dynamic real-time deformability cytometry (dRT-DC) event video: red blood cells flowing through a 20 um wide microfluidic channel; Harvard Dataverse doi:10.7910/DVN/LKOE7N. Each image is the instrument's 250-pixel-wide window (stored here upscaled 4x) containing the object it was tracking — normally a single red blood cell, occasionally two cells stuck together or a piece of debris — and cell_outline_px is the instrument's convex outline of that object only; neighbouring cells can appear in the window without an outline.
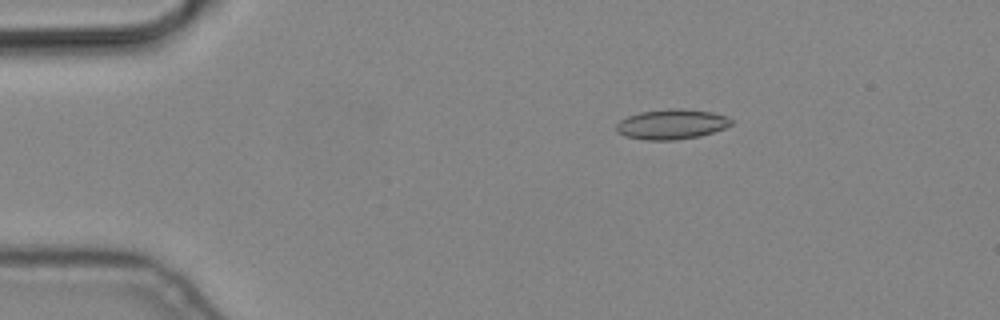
{"species": "common noctule bat (a hibernating species)", "species_latin": "Nyctalus noctula", "temperature_condition": "cold", "stored_images_in_passage": 2, "camera_frame_rate_fps": 3000, "um_per_image_px": 0.085, "animal": {"sex": "male", "body_mass_g": 19.2, "forearm_length_mm": 51.8}, "frame": {"image": 1, "passage_image": 1, "time_ms": 0.0, "image_size_px": [1000, 320], "cell_outline_px": [[732, 124], [724, 128], [700, 136], [672, 140], [644, 140], [624, 136], [616, 132], [616, 124], [620, 120], [628, 116], [640, 112], [668, 108], [680, 108], [712, 112], [724, 116], [732, 120]], "centroid_in_image_um": [57.04, 10.56], "position_along_channel_um": 28.0, "area_um2": 20.11}}